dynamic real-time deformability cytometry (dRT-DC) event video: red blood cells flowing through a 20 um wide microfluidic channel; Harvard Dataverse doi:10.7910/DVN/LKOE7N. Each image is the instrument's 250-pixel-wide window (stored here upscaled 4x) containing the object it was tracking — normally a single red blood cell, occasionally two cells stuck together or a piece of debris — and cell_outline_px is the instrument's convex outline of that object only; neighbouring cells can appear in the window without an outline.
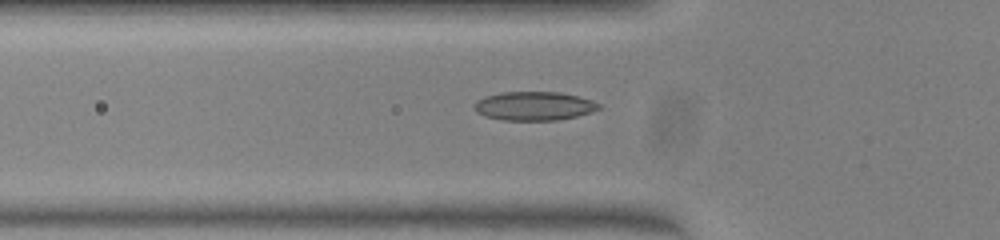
{"species": "common noctule bat (a hibernating species)", "species_latin": "Nyctalus noctula", "temperature_condition": "warm", "stored_images_in_passage": 35, "camera_frame_rate_fps": 3000, "um_per_image_px": 0.085, "animal": {"sex": "female", "body_mass_g": 23.0, "forearm_length_mm": 53.4}, "frame": {"image": 1, "passage_image": 5, "time_ms": 1.333, "image_size_px": [1000, 240], "cell_outline_px": [[600, 108], [592, 112], [576, 116], [556, 120], [504, 120], [484, 116], [476, 112], [472, 104], [476, 100], [484, 96], [500, 92], [560, 92], [592, 100], [600, 104]], "centroid_in_image_um": [45.35, 9.0], "position_along_channel_um": 80.5, "area_um2": 20.98}}
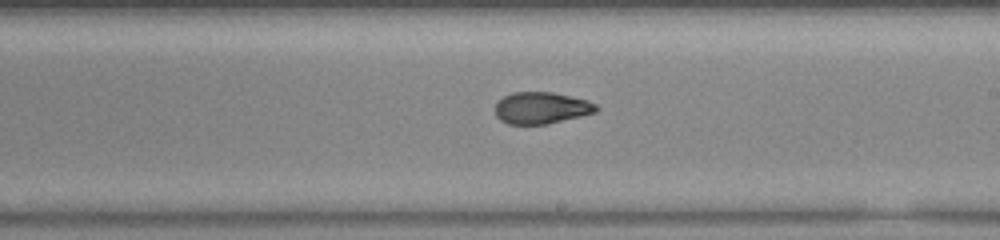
{"frame": {"image": 2, "passage_image": 17, "time_ms": 5.333, "image_size_px": [1000, 240], "cell_outline_px": [[600, 108], [596, 112], [548, 124], [508, 124], [500, 120], [496, 116], [496, 104], [504, 96], [512, 92], [552, 92], [588, 100], [596, 104]], "centroid_in_image_um": [46.03, 9.17], "position_along_channel_um": 243.0, "area_um2": 18.67}}
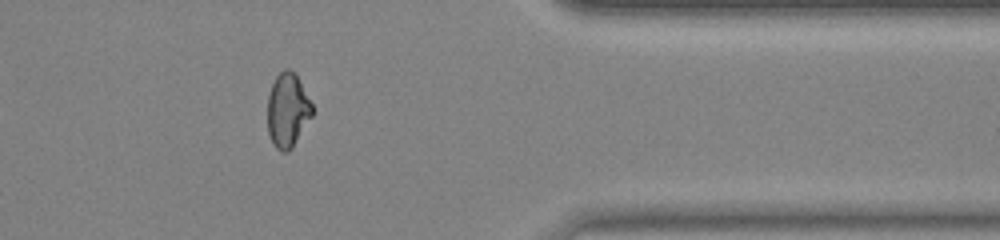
{"frame": {"image": 3, "passage_image": 29, "time_ms": 9.333, "image_size_px": [1000, 240], "cell_outline_px": [[312, 116], [292, 148], [288, 152], [280, 152], [276, 148], [268, 132], [268, 96], [272, 84], [276, 76], [284, 68], [288, 68], [296, 76], [312, 104]], "centroid_in_image_um": [24.43, 9.39], "position_along_channel_um": 387.0, "area_um2": 19.02}, "authors_computed_cell_mechanics": {"area_um2": 19.4208, "velocity_mm_per_s": 4.0552, "shape_relaxation_time_tau1_ms": null, "shape_relaxation_time_tau2_ms": 1.5941, "deformation_change_tau1": null, "deformation_change_tau2": 0.0643}}